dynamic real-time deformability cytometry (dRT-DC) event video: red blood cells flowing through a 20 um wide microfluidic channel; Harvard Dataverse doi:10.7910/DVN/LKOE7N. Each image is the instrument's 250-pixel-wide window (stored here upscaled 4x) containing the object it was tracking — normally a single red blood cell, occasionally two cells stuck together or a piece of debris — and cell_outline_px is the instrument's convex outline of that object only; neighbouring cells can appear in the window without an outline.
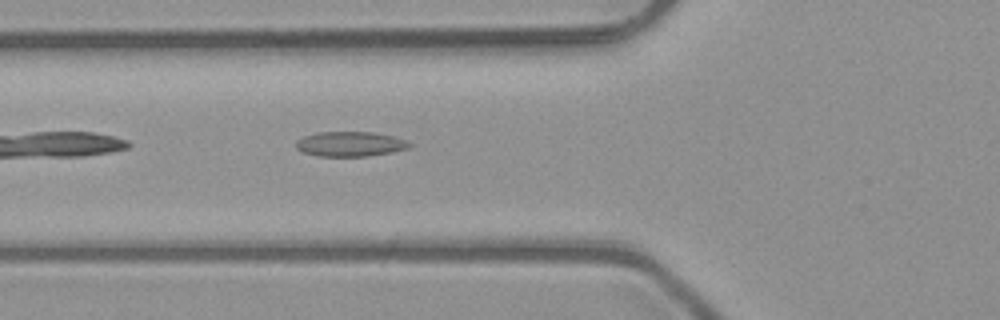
{"species": "common noctule bat (a hibernating species)", "species_latin": "Nyctalus noctula", "temperature_condition": "room temperature", "stored_images_in_passage": 2, "camera_frame_rate_fps": 3000, "um_per_image_px": 0.085, "animal": {"sex": "male", "body_mass_g": 23.1, "forearm_length_mm": 52.7}, "frame": {"image": 1, "passage_image": 2, "time_ms": 0.333, "image_size_px": [1000, 320], "cell_outline_px": [[412, 144], [408, 148], [392, 152], [368, 156], [320, 156], [304, 152], [296, 148], [296, 140], [304, 136], [316, 132], [372, 132], [392, 136], [408, 140]], "centroid_in_image_um": [29.77, 12.23], "position_along_channel_um": 96.0, "area_um2": 16.42}}